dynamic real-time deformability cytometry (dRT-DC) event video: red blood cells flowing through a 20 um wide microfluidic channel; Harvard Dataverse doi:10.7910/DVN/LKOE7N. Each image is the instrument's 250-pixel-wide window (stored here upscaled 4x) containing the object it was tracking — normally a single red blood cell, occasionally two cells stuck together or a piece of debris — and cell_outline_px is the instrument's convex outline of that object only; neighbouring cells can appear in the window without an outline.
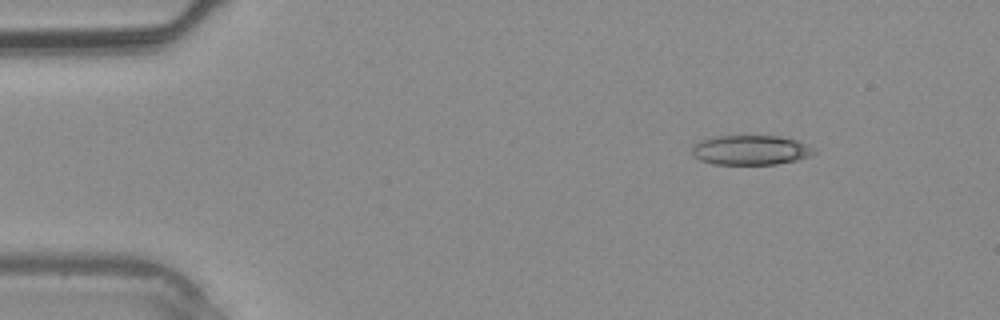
{"species": "common noctule bat (a hibernating species)", "species_latin": "Nyctalus noctula", "temperature_condition": "warm", "stored_images_in_passage": 35, "camera_frame_rate_fps": 3000, "um_per_image_px": 0.085, "animal": {"sex": "male", "body_mass_g": 20.4}, "frame": {"image": 1, "passage_image": 1, "time_ms": 0.0, "image_size_px": [1000, 320], "cell_outline_px": [[816, 152], [808, 156], [796, 160], [776, 164], [712, 164], [700, 160], [692, 156], [692, 148], [700, 140], [712, 136], [780, 136], [796, 140], [812, 148]], "centroid_in_image_um": [63.75, 12.75], "position_along_channel_um": 21.3, "area_um2": 20.98}}
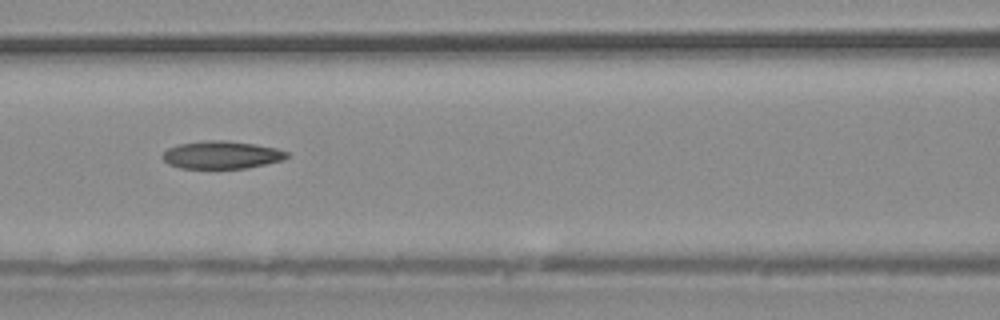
{"frame": {"image": 2, "passage_image": 13, "time_ms": 4.0, "image_size_px": [1000, 320], "cell_outline_px": [[288, 156], [284, 160], [248, 168], [180, 168], [168, 164], [160, 156], [168, 148], [180, 144], [208, 140], [224, 140], [252, 144], [276, 148], [288, 152]], "centroid_in_image_um": [18.83, 13.17], "position_along_channel_um": 147.8, "area_um2": 20.0}}
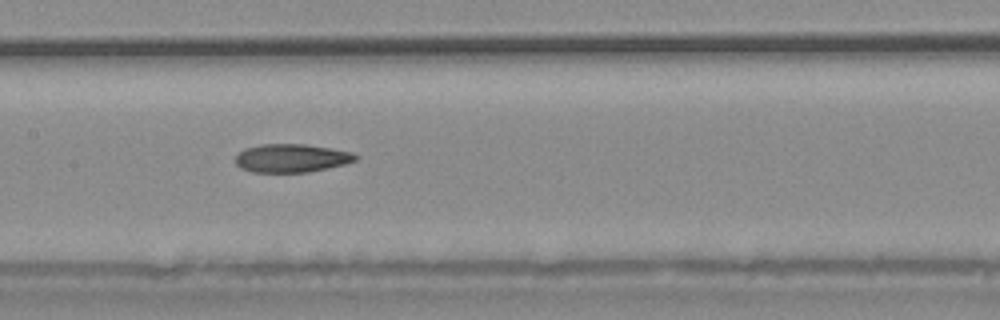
{"frame": {"image": 3, "passage_image": 15, "time_ms": 4.667, "image_size_px": [1000, 320], "cell_outline_px": [[360, 156], [356, 160], [344, 164], [308, 172], [252, 172], [240, 168], [236, 164], [236, 156], [244, 148], [260, 144], [304, 144], [352, 152]], "centroid_in_image_um": [24.76, 13.44], "position_along_channel_um": 182.6, "area_um2": 19.77}}